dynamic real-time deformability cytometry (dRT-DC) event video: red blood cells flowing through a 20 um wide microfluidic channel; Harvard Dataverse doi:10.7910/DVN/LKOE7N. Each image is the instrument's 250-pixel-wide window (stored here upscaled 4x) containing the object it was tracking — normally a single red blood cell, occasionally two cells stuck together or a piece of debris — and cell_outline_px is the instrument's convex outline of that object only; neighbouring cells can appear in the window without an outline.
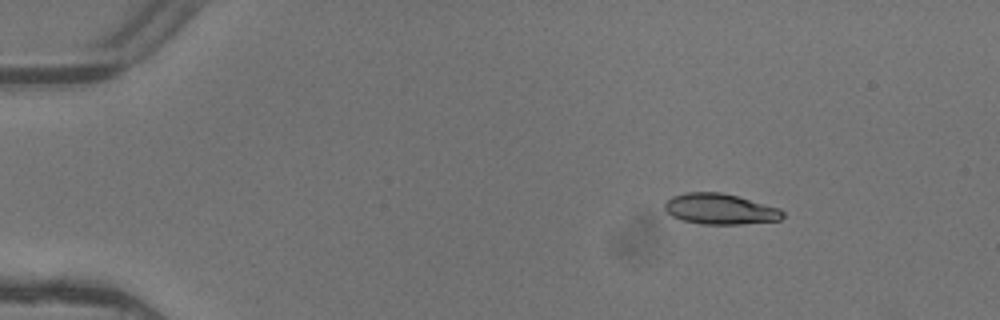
{"species": "common noctule bat (a hibernating species)", "species_latin": "Nyctalus noctula", "temperature_condition": "warm", "stored_images_in_passage": 5, "camera_frame_rate_fps": 3000, "um_per_image_px": 0.085, "animal": {"sex": "female"}, "frame": {"image": 1, "passage_image": 1, "time_ms": 0.0, "image_size_px": [1000, 320], "cell_outline_px": [[784, 216], [780, 220], [740, 224], [700, 224], [680, 220], [672, 216], [664, 208], [664, 204], [672, 196], [688, 192], [720, 192], [736, 196], [780, 208], [784, 212]], "centroid_in_image_um": [61.2, 17.77], "position_along_channel_um": 23.8, "area_um2": 21.04}}
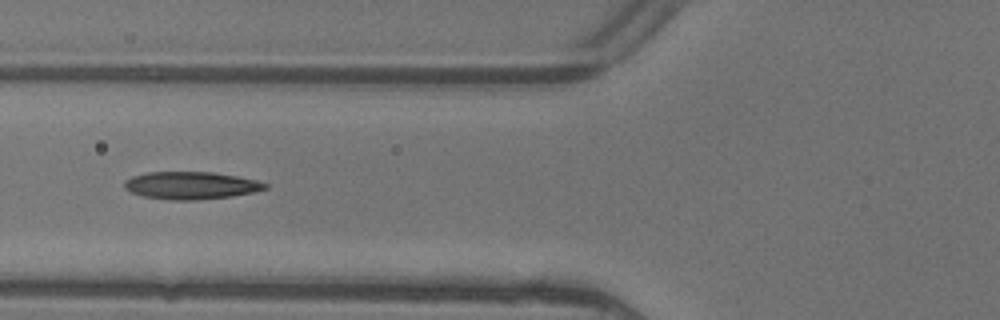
{"frame": {"image": 2, "passage_image": 4, "time_ms": 1.0, "image_size_px": [1000, 320], "cell_outline_px": [[268, 188], [252, 192], [232, 196], [196, 200], [172, 200], [144, 196], [132, 192], [124, 188], [124, 180], [132, 176], [148, 172], [212, 172], [236, 176], [256, 180], [268, 184]], "centroid_in_image_um": [16.22, 15.76], "position_along_channel_um": 109.6, "area_um2": 22.43}}
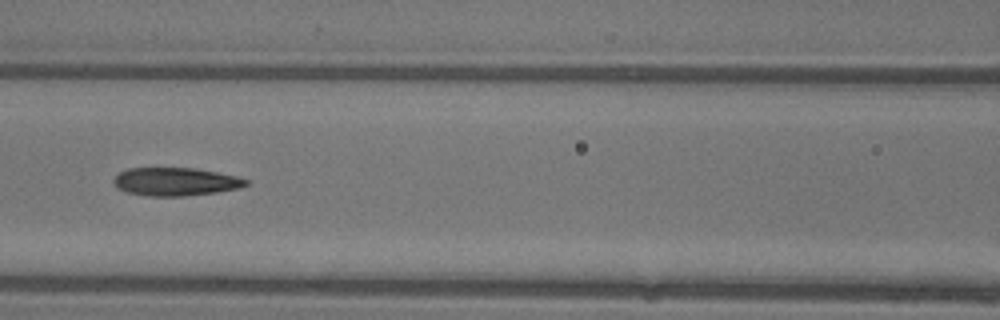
{"frame": {"image": 3, "passage_image": 5, "time_ms": 1.333, "image_size_px": [1000, 320], "cell_outline_px": [[248, 184], [240, 188], [216, 192], [184, 196], [148, 196], [128, 192], [116, 188], [112, 180], [120, 172], [128, 168], [196, 168], [236, 176], [248, 180]], "centroid_in_image_um": [14.91, 15.44], "position_along_channel_um": 151.7, "area_um2": 21.68}}